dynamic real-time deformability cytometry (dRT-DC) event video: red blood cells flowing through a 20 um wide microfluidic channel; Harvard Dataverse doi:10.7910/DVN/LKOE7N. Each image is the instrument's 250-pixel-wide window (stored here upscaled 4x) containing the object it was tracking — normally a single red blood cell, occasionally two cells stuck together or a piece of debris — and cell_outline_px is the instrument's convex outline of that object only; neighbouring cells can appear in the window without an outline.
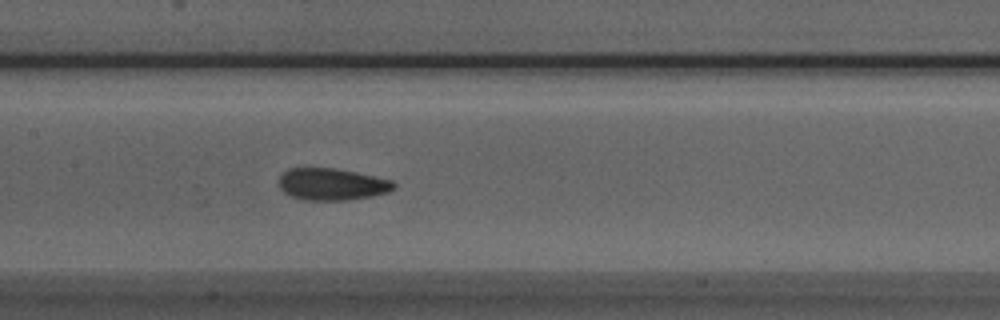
{"species": "Egyptian fruit bat (a non-hibernating species)", "species_latin": "Rousettus aegyptiacus", "temperature_condition": "room temperature", "stored_images_in_passage": 40, "camera_frame_rate_fps": 3000, "um_per_image_px": 0.085, "animal": {"sex": "male"}, "frame": {"image": 1, "passage_image": 12, "time_ms": 3.667, "image_size_px": [1000, 320], "cell_outline_px": [[396, 188], [388, 192], [372, 196], [348, 200], [304, 200], [292, 196], [284, 192], [280, 188], [276, 180], [288, 168], [336, 168], [356, 172], [392, 180], [396, 184]], "centroid_in_image_um": [28.2, 15.66], "position_along_channel_um": 179.2, "area_um2": 21.56}}
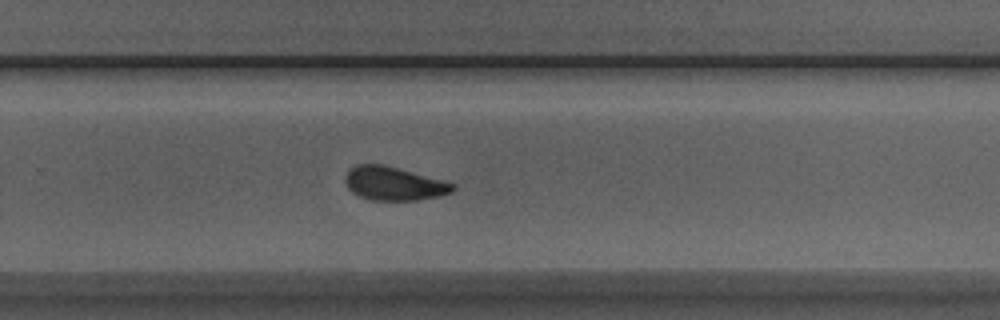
{"frame": {"image": 2, "passage_image": 21, "time_ms": 6.667, "image_size_px": [1000, 320], "cell_outline_px": [[456, 188], [452, 192], [440, 196], [416, 200], [372, 200], [360, 196], [352, 192], [348, 188], [344, 180], [344, 176], [356, 164], [384, 164], [444, 180], [456, 184]], "centroid_in_image_um": [33.5, 15.6], "position_along_channel_um": 296.3, "area_um2": 21.15}}
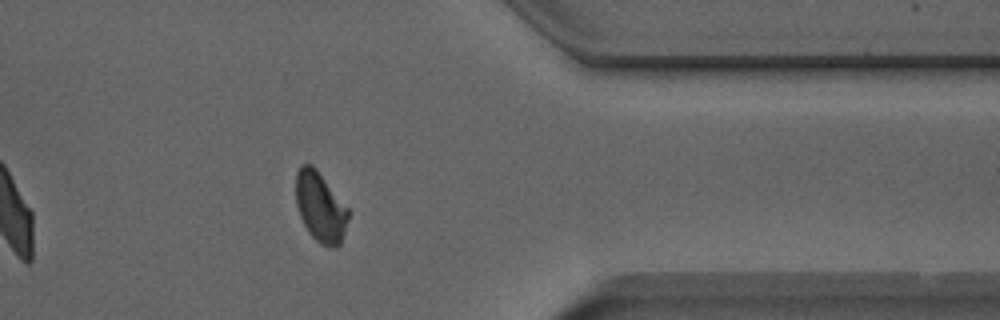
{"frame": {"image": 3, "passage_image": 29, "time_ms": 9.333, "image_size_px": [1000, 320], "cell_outline_px": [[352, 212], [340, 244], [336, 248], [328, 248], [320, 244], [308, 232], [300, 216], [296, 204], [296, 172], [300, 164], [312, 164], [316, 168]], "centroid_in_image_um": [27.25, 17.61], "position_along_channel_um": 384.1, "area_um2": 21.79}, "authors_computed_cell_mechanics": {"area_um2": 21.3282, "velocity_mm_per_s": 3.9161, "shape_relaxation_time_tau1_ms": 3.6016, "shape_relaxation_time_tau2_ms": 1.5369, "deformation_change_tau1": 0.1002, "deformation_change_tau2": 0.0754}}